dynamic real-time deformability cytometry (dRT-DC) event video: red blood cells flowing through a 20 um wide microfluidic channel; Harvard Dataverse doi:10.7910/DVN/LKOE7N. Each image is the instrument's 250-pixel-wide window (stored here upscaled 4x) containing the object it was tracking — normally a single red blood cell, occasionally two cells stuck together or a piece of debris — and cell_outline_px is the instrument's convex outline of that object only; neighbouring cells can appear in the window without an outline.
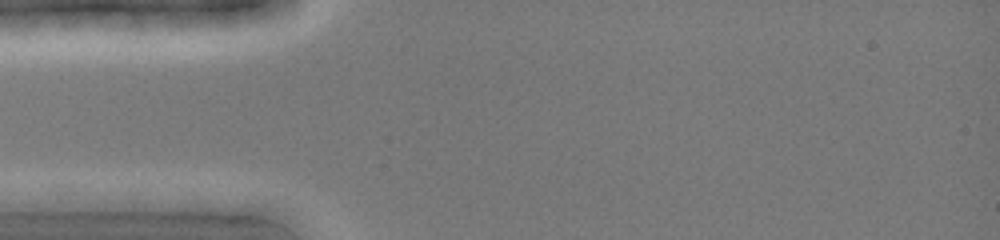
{"species": "common noctule bat (a hibernating species)", "species_latin": "Nyctalus noctula", "temperature_condition": "cold", "stored_images_in_passage": 1, "camera_frame_rate_fps": 3000, "um_per_image_px": 0.085, "animal": {"sex": "female", "body_mass_g": 19.0, "forearm_length_mm": 51.5}, "frame": {"image": 1, "passage_image": 1, "time_ms": 0.0, "image_size_px": [1000, 240], "cell_outline_px": [[152, 200], [112, 212], [100, 212], [24, 200], [56, 184], [68, 184], [140, 192]], "centroid_in_image_um": [7.58, 16.82], "position_along_channel_um": 77.4, "area_um2": 15.9}}